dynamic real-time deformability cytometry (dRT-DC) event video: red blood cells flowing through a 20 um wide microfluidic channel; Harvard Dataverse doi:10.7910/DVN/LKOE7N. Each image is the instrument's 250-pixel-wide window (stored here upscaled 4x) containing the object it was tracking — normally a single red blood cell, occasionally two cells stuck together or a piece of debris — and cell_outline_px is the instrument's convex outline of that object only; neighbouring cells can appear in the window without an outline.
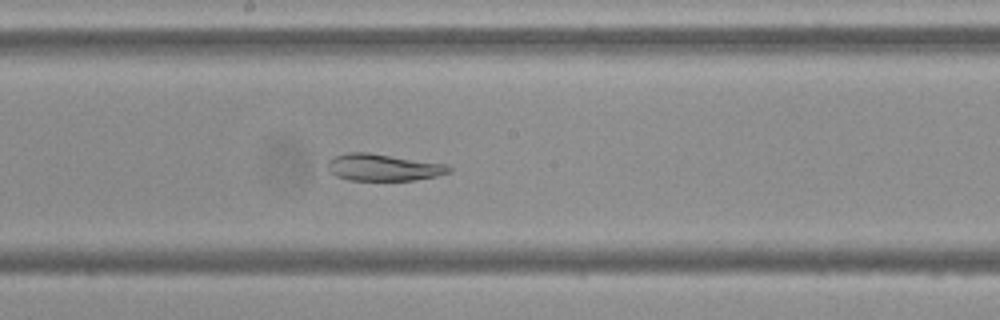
{"species": "Egyptian fruit bat (a non-hibernating species)", "species_latin": "Rousettus aegyptiacus", "temperature_condition": "cold", "stored_images_in_passage": 56, "camera_frame_rate_fps": 3000, "um_per_image_px": 0.085, "frame": {"image": 1, "passage_image": 30, "time_ms": 9.667, "image_size_px": [1000, 320], "cell_outline_px": [[452, 172], [436, 176], [416, 180], [348, 180], [336, 176], [328, 172], [328, 160], [336, 156], [348, 152], [368, 152], [448, 164], [452, 168]], "centroid_in_image_um": [32.6, 14.23], "position_along_channel_um": 215.6, "area_um2": 19.19}}
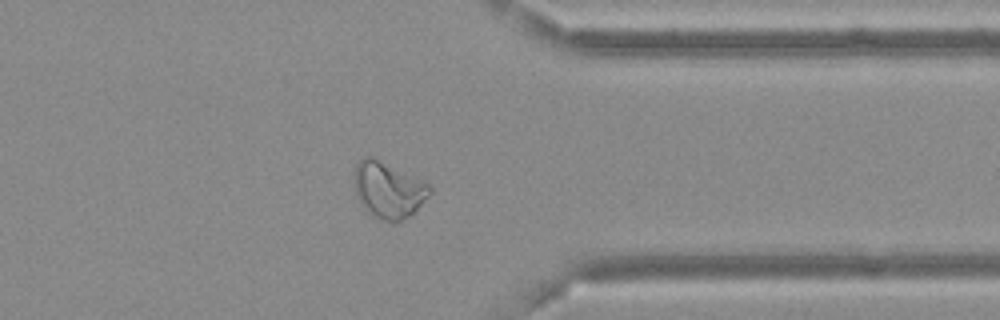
{"frame": {"image": 2, "passage_image": 44, "time_ms": 14.333, "image_size_px": [1000, 320], "cell_outline_px": [[432, 192], [408, 216], [392, 224], [380, 220], [372, 216], [360, 204], [352, 184], [352, 176], [356, 164], [364, 156], [372, 156], [428, 184], [432, 188]], "centroid_in_image_um": [32.92, 16.15], "position_along_channel_um": 378.5, "area_um2": 24.74}}
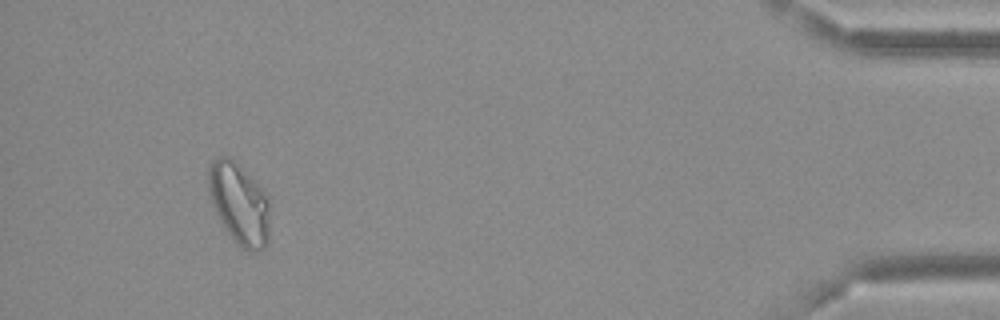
{"frame": {"image": 3, "passage_image": 52, "time_ms": 17.0, "image_size_px": [1000, 320], "cell_outline_px": [[268, 244], [264, 248], [256, 252], [248, 252], [240, 248], [236, 244], [224, 228], [216, 212], [208, 188], [208, 168], [212, 160], [216, 156], [228, 156], [240, 164], [260, 188], [268, 200]], "centroid_in_image_um": [20.31, 17.32], "position_along_channel_um": 414.9, "area_um2": 29.07}, "authors_computed_cell_mechanics": {"area_um2": 26.3857, "velocity_mm_per_s": 3.6396, "shape_relaxation_time_tau1_ms": null, "shape_relaxation_time_tau2_ms": 8.4628, "deformation_change_tau1": null, "deformation_change_tau2": 0.0942}}